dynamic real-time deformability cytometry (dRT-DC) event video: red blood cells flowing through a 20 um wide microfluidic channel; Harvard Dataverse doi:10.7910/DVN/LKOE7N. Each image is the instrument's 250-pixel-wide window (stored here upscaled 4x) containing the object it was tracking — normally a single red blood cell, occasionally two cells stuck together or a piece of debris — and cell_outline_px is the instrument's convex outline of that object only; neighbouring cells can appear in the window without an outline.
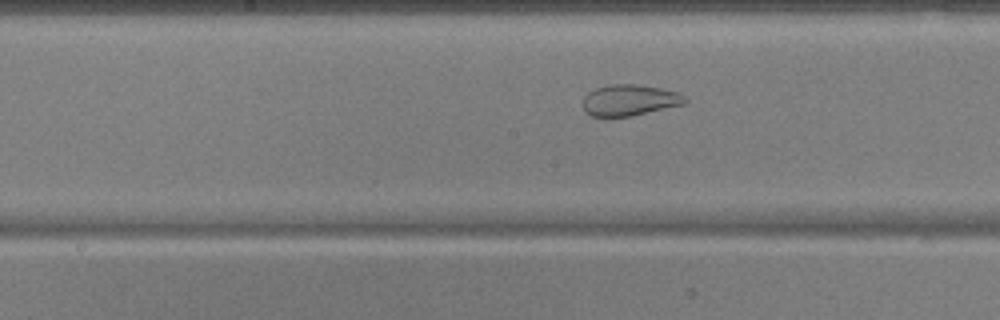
{"species": "common noctule bat (a hibernating species)", "species_latin": "Nyctalus noctula", "temperature_condition": "warm", "stored_images_in_passage": 49, "camera_frame_rate_fps": 3000, "um_per_image_px": 0.085, "animal": {"sex": "male", "body_mass_g": 17.9, "forearm_length_mm": 54.2}, "frame": {"image": 1, "passage_image": 24, "time_ms": 7.667, "image_size_px": [1000, 320], "cell_outline_px": [[688, 100], [684, 104], [632, 116], [592, 116], [584, 112], [584, 96], [588, 92], [596, 88], [608, 84], [636, 84], [660, 88], [676, 92], [684, 96]], "centroid_in_image_um": [53.5, 8.51], "position_along_channel_um": 194.7, "area_um2": 18.44}}
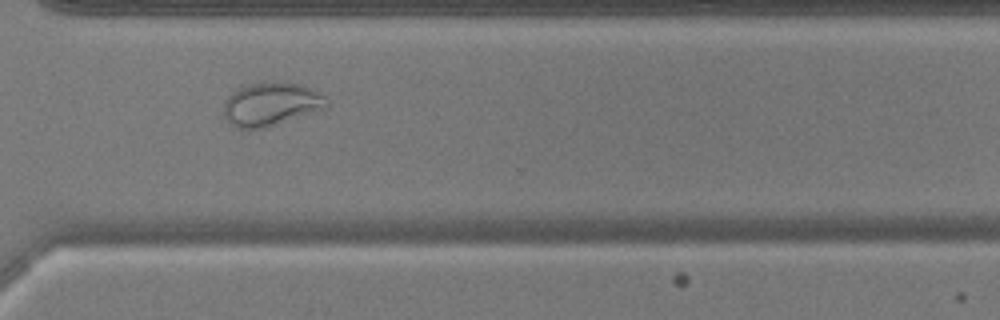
{"frame": {"image": 2, "passage_image": 36, "time_ms": 11.667, "image_size_px": [1000, 320], "cell_outline_px": [[328, 108], [260, 128], [236, 128], [228, 124], [224, 116], [224, 100], [240, 84], [280, 80], [300, 84], [320, 92], [328, 100]], "centroid_in_image_um": [23.01, 8.8], "position_along_channel_um": 347.6, "area_um2": 26.47}}
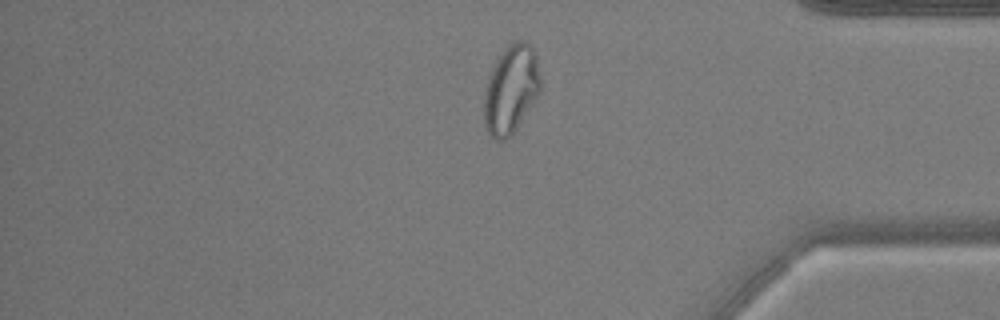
{"frame": {"image": 3, "passage_image": 41, "time_ms": 13.333, "image_size_px": [1000, 320], "cell_outline_px": [[540, 92], [516, 128], [504, 140], [496, 140], [488, 132], [484, 124], [484, 96], [488, 76], [500, 52], [508, 44], [516, 40], [524, 40], [536, 52], [540, 76]], "centroid_in_image_um": [43.43, 7.55], "position_along_channel_um": 391.8, "area_um2": 28.96}, "authors_computed_cell_mechanics": {"area_um2": 28.6688, "velocity_mm_per_s": 3.8303, "shape_relaxation_time_tau1_ms": null, "shape_relaxation_time_tau2_ms": 0.7546, "deformation_change_tau1": null, "deformation_change_tau2": 0.0582}}